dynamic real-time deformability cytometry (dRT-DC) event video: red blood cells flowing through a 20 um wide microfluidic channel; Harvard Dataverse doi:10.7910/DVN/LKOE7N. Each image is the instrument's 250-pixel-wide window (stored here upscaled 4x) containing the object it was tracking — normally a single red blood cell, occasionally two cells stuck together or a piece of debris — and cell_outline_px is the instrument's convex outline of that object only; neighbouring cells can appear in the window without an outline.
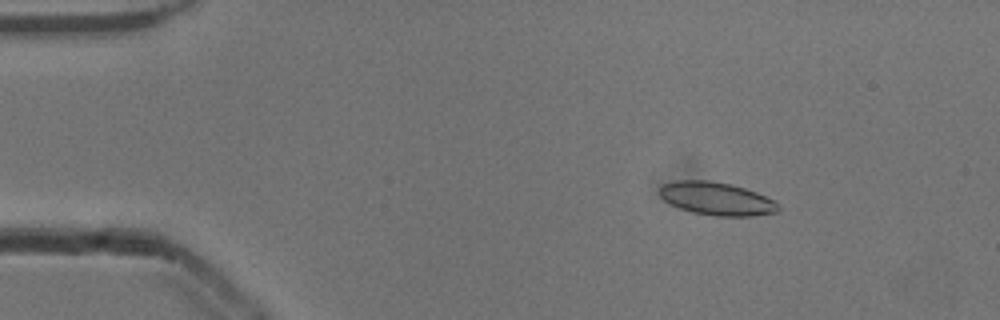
{"species": "common noctule bat (a hibernating species)", "species_latin": "Nyctalus noctula", "temperature_condition": "cold", "stored_images_in_passage": 53, "camera_frame_rate_fps": 3000, "um_per_image_px": 0.085, "animal": {"sex": "male", "body_mass_g": 13.3}, "frame": {"image": 1, "passage_image": 8, "time_ms": 2.333, "image_size_px": [1000, 320], "cell_outline_px": [[780, 208], [776, 212], [752, 216], [712, 216], [692, 212], [680, 208], [664, 200], [660, 196], [660, 188], [664, 184], [676, 180], [712, 180], [744, 188], [756, 192], [780, 204]], "centroid_in_image_um": [60.91, 16.89], "position_along_channel_um": 24.1, "area_um2": 22.72}}
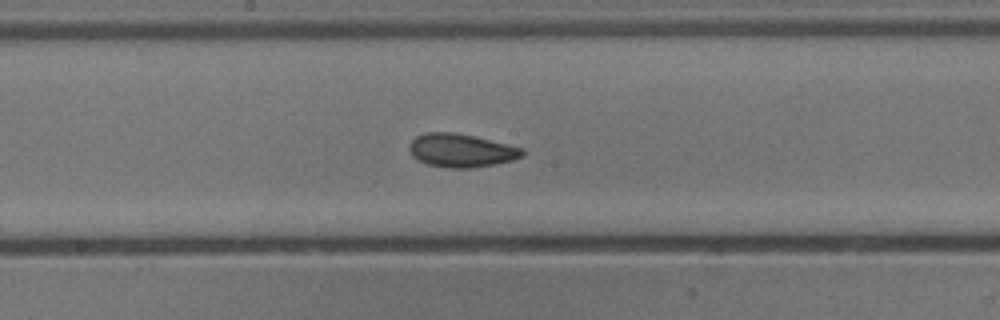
{"frame": {"image": 2, "passage_image": 28, "time_ms": 9.0, "image_size_px": [1000, 320], "cell_outline_px": [[524, 156], [512, 160], [492, 164], [468, 168], [448, 168], [428, 164], [416, 160], [412, 156], [408, 148], [408, 144], [416, 136], [424, 132], [452, 132], [472, 136], [524, 148]], "centroid_in_image_um": [39.15, 12.78], "position_along_channel_um": 209.1, "area_um2": 21.91}}
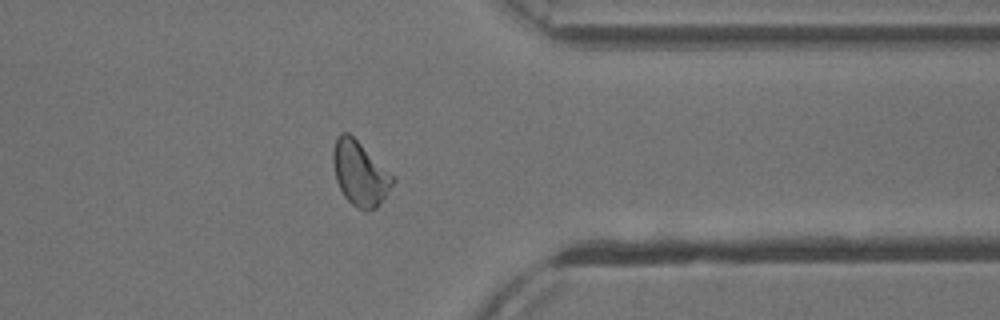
{"frame": {"image": 3, "passage_image": 42, "time_ms": 13.667, "image_size_px": [1000, 320], "cell_outline_px": [[396, 180], [376, 208], [360, 208], [352, 204], [344, 196], [336, 180], [332, 164], [332, 152], [336, 136], [340, 132], [348, 132], [396, 176]], "centroid_in_image_um": [30.59, 14.68], "position_along_channel_um": 380.8, "area_um2": 22.31}, "authors_computed_cell_mechanics": {"area_um2": 22.1374, "velocity_mm_per_s": 3.8874, "shape_relaxation_time_tau1_ms": 3.6385, "shape_relaxation_time_tau2_ms": 2.2287, "deformation_change_tau1": 0.1005, "deformation_change_tau2": 0.0732}}